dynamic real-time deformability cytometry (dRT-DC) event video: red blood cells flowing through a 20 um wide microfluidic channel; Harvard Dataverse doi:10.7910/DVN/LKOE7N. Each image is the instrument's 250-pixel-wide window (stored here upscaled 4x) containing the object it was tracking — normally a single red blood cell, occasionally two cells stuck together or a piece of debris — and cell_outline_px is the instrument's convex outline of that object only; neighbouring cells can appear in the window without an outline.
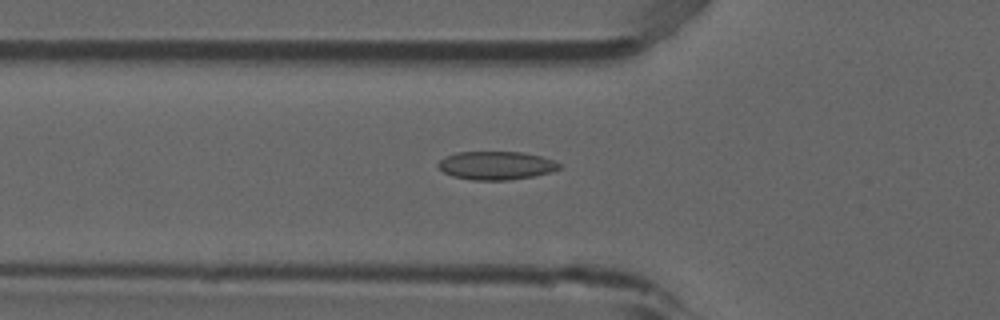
{"species": "common noctule bat (a hibernating species)", "species_latin": "Nyctalus noctula", "temperature_condition": "room temperature", "stored_images_in_passage": 47, "camera_frame_rate_fps": 3000, "um_per_image_px": 0.085, "animal": {"sex": "male", "forearm_length_mm": 52.5}, "frame": {"image": 1, "passage_image": 13, "time_ms": 4.0, "image_size_px": [1000, 320], "cell_outline_px": [[564, 168], [552, 172], [532, 176], [508, 180], [472, 180], [452, 176], [444, 172], [436, 164], [444, 156], [456, 152], [520, 152], [540, 156], [552, 160], [560, 164]], "centroid_in_image_um": [42.17, 14.07], "position_along_channel_um": 83.6, "area_um2": 20.06}}
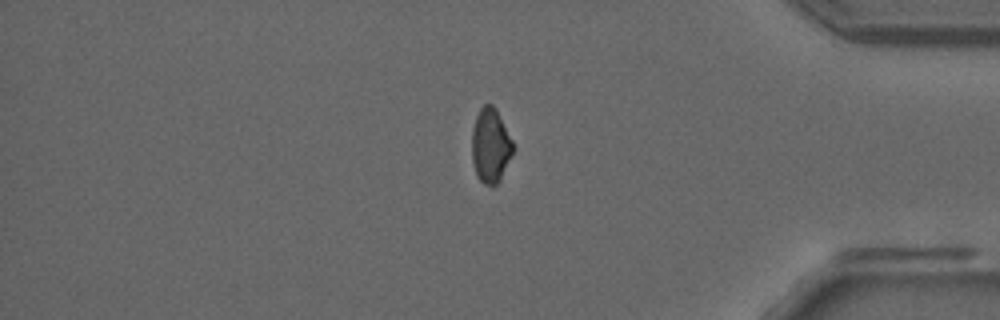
{"frame": {"image": 2, "passage_image": 39, "time_ms": 12.667, "image_size_px": [1000, 320], "cell_outline_px": [[512, 152], [500, 180], [492, 188], [484, 184], [476, 176], [472, 160], [472, 128], [476, 116], [480, 108], [484, 104], [492, 104], [496, 108], [512, 140]], "centroid_in_image_um": [41.66, 12.38], "position_along_channel_um": 393.5, "area_um2": 17.8}}
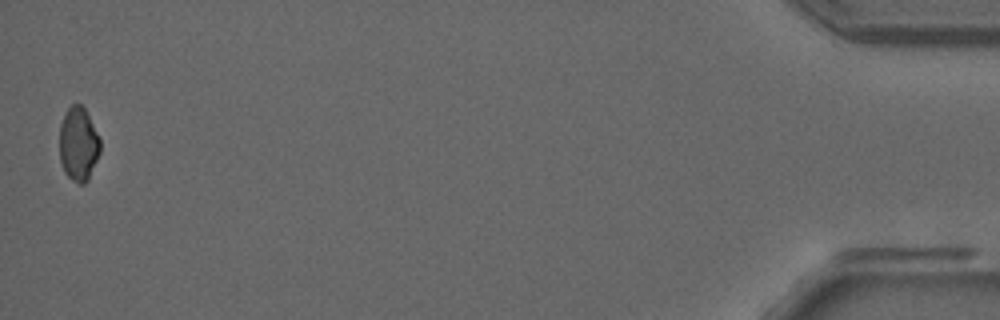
{"frame": {"image": 3, "passage_image": 47, "time_ms": 15.333, "image_size_px": [1000, 320], "cell_outline_px": [[100, 152], [88, 180], [84, 184], [80, 184], [72, 180], [64, 172], [60, 160], [60, 124], [68, 108], [72, 104], [80, 104], [84, 108], [100, 140]], "centroid_in_image_um": [6.66, 12.28], "position_along_channel_um": 428.5, "area_um2": 17.28}, "authors_computed_cell_mechanics": {"area_um2": 19.0162, "velocity_mm_per_s": 3.8831, "shape_relaxation_time_tau1_ms": 8.2122, "shape_relaxation_time_tau2_ms": 1.9246, "deformation_change_tau1": 0.1665, "deformation_change_tau2": 0.058}}